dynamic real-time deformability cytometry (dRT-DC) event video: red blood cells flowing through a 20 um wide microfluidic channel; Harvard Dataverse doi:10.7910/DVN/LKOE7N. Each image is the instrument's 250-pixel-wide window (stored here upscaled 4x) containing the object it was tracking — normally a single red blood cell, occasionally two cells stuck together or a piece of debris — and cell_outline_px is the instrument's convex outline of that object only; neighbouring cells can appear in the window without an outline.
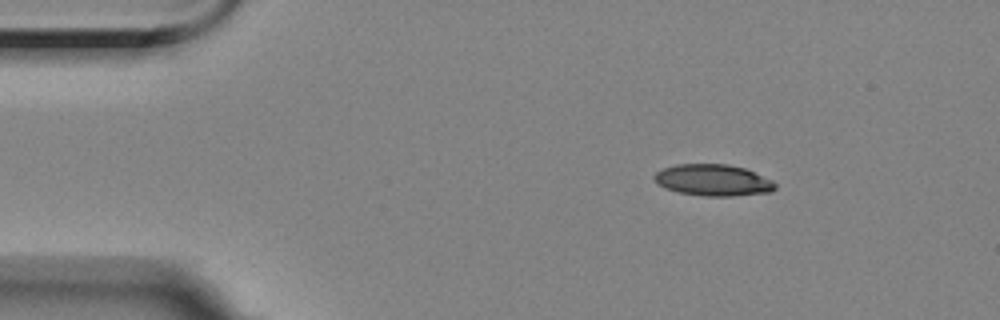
{"species": "Egyptian fruit bat (a non-hibernating species)", "species_latin": "Rousettus aegyptiacus", "temperature_condition": "room temperature", "stored_images_in_passage": 2, "camera_frame_rate_fps": 3000, "um_per_image_px": 0.085, "animal": {"sex": "female"}, "frame": {"image": 1, "passage_image": 1, "time_ms": 0.0, "image_size_px": [1000, 320], "cell_outline_px": [[776, 188], [772, 192], [732, 196], [704, 196], [676, 192], [664, 188], [656, 184], [652, 176], [656, 172], [664, 168], [676, 164], [728, 164], [744, 168], [772, 180], [776, 184]], "centroid_in_image_um": [60.58, 15.32], "position_along_channel_um": 24.4, "area_um2": 22.37}}